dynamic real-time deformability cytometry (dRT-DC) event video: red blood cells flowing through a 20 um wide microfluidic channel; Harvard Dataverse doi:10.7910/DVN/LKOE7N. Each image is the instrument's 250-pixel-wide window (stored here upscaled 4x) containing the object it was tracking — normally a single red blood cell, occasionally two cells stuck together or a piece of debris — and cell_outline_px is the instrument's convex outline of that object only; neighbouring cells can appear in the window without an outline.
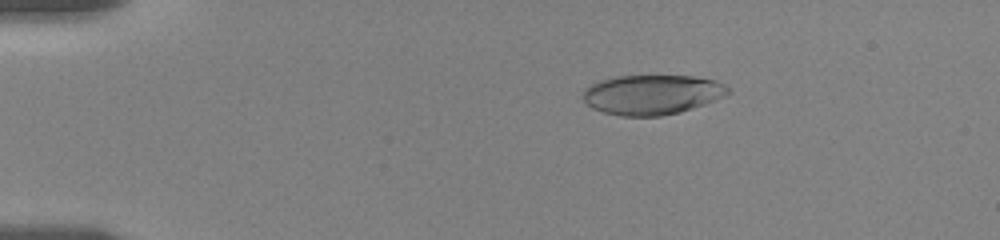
{"species": "human", "species_latin": "Homo sapiens", "temperature_condition": "room temperature", "stored_images_in_passage": 19, "camera_frame_rate_fps": 3000, "um_per_image_px": 0.085, "donor": {"sex": "female"}, "frame": {"image": 1, "passage_image": 8, "time_ms": 3.333, "image_size_px": [1000, 240], "cell_outline_px": [[732, 92], [724, 96], [704, 104], [680, 112], [660, 116], [620, 116], [604, 112], [592, 108], [584, 100], [584, 88], [600, 80], [616, 76], [692, 76], [716, 80], [724, 84]], "centroid_in_image_um": [55.43, 8.04], "position_along_channel_um": 29.6, "area_um2": 33.52}}
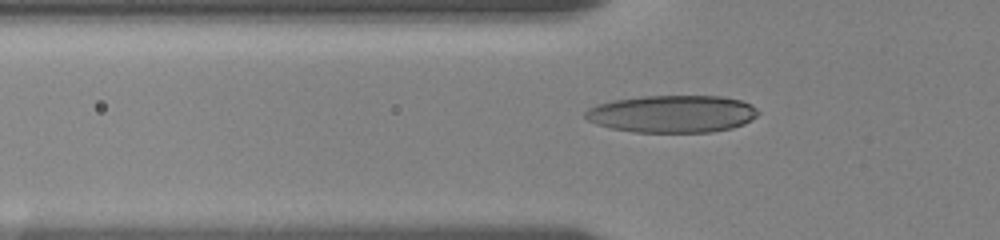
{"frame": {"image": 2, "passage_image": 14, "time_ms": 6.333, "image_size_px": [1000, 240], "cell_outline_px": [[760, 112], [756, 116], [744, 124], [732, 128], [712, 132], [632, 132], [612, 128], [596, 124], [588, 120], [584, 116], [584, 112], [588, 108], [596, 104], [612, 100], [640, 96], [720, 96], [740, 100], [752, 104]], "centroid_in_image_um": [57.12, 9.67], "position_along_channel_um": 68.7, "area_um2": 37.86}}
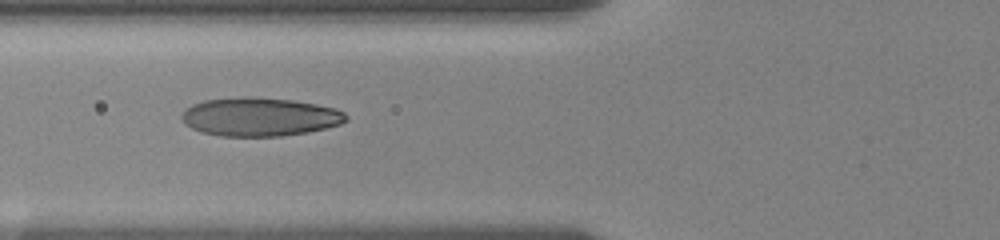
{"frame": {"image": 3, "passage_image": 18, "time_ms": 7.333, "image_size_px": [1000, 240], "cell_outline_px": [[348, 120], [340, 124], [308, 132], [280, 136], [220, 136], [200, 132], [184, 124], [180, 116], [184, 108], [192, 104], [204, 100], [244, 96], [248, 96], [292, 100], [316, 104], [336, 108], [344, 112], [348, 116]], "centroid_in_image_um": [22.04, 9.93], "position_along_channel_um": 103.8, "area_um2": 37.22}}